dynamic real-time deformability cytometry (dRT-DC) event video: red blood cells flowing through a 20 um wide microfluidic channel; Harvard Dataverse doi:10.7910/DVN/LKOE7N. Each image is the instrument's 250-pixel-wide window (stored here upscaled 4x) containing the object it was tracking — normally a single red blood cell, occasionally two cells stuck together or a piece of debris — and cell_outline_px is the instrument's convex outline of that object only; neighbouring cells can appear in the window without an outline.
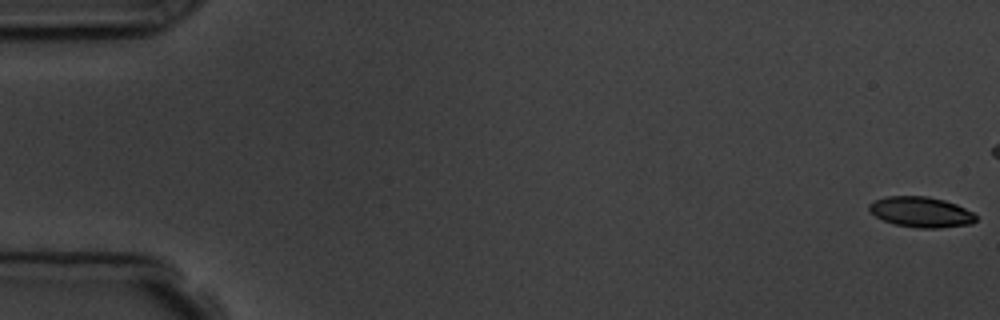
{"species": "common noctule bat (a hibernating species)", "species_latin": "Nyctalus noctula", "temperature_condition": "room temperature", "stored_images_in_passage": 10, "camera_frame_rate_fps": 3000, "um_per_image_px": 0.085, "animal": {"sex": "male", "body_mass_g": 19.5, "forearm_length_mm": 54.6}, "frame": {"image": 1, "passage_image": 1, "time_ms": 0.0, "image_size_px": [1000, 320], "cell_outline_px": [[976, 220], [972, 224], [940, 228], [916, 228], [896, 224], [884, 220], [876, 216], [868, 208], [868, 204], [884, 196], [928, 196], [944, 200], [956, 204], [972, 212], [976, 216]], "centroid_in_image_um": [78.3, 18.02], "position_along_channel_um": 6.7, "area_um2": 18.9}}